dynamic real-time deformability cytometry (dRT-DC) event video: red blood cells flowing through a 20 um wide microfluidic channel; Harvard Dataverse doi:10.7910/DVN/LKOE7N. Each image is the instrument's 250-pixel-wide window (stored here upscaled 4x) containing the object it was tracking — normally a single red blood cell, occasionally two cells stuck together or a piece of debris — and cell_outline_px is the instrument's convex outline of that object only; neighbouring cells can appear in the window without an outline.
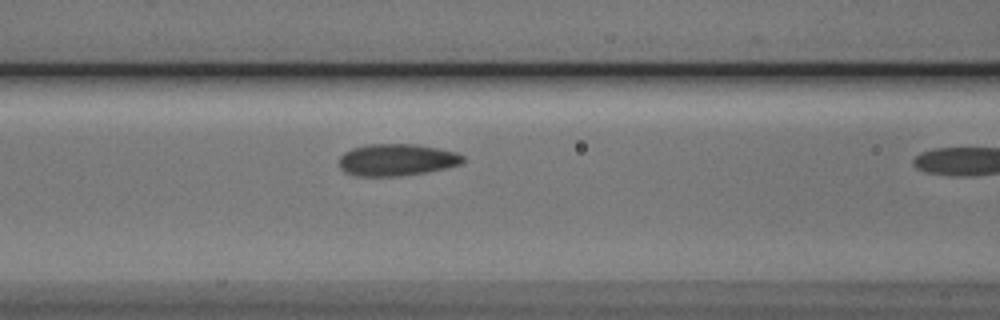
{"species": "Egyptian fruit bat (a non-hibernating species)", "species_latin": "Rousettus aegyptiacus", "temperature_condition": "cold", "stored_images_in_passage": 9, "camera_frame_rate_fps": 3000, "um_per_image_px": 0.085, "animal": {"sex": "male"}, "frame": {"image": 1, "passage_image": 8, "time_ms": 2.333, "image_size_px": [1000, 320], "cell_outline_px": [[464, 160], [460, 164], [428, 172], [400, 176], [356, 176], [344, 172], [340, 168], [340, 156], [344, 152], [352, 148], [368, 144], [416, 144], [456, 152], [464, 156]], "centroid_in_image_um": [33.7, 13.59], "position_along_channel_um": 132.9, "area_um2": 23.06}}